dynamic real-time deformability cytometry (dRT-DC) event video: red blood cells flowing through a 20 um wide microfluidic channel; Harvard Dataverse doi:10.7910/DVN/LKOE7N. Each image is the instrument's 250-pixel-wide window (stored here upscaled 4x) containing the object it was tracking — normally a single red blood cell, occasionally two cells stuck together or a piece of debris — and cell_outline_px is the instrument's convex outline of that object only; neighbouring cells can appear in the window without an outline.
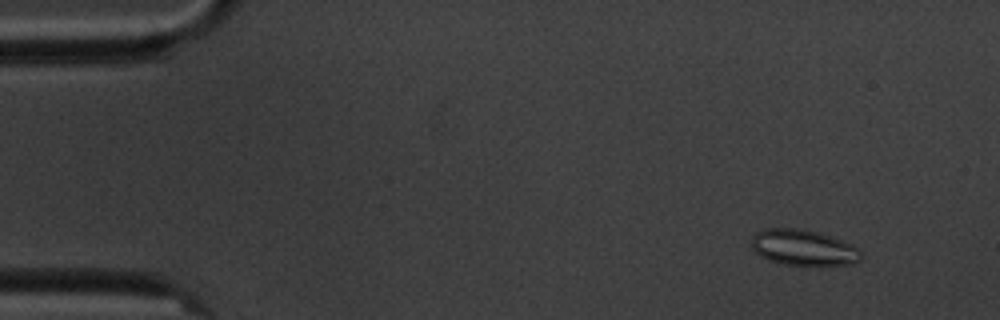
{"species": "common noctule bat (a hibernating species)", "species_latin": "Nyctalus noctula", "temperature_condition": "cold", "stored_images_in_passage": 5, "camera_frame_rate_fps": 3000, "um_per_image_px": 0.085, "animal": {"sex": "male", "body_mass_g": 20.1, "forearm_length_mm": 53.5}, "frame": {"image": 1, "passage_image": 2, "time_ms": 1.333, "image_size_px": [1000, 320], "cell_outline_px": [[860, 260], [852, 264], [816, 268], [780, 264], [768, 260], [760, 256], [752, 248], [752, 236], [756, 232], [768, 228], [800, 228], [832, 236], [860, 248]], "centroid_in_image_um": [68.31, 21.09], "position_along_channel_um": 16.7, "area_um2": 23.7}}
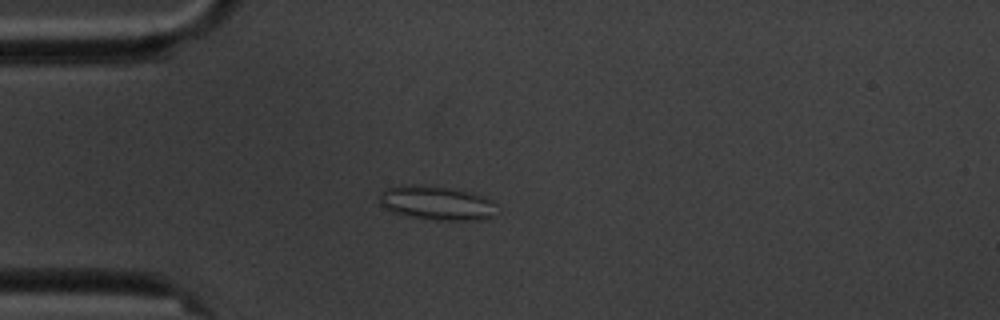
{"frame": {"image": 2, "passage_image": 5, "time_ms": 4.667, "image_size_px": [1000, 320], "cell_outline_px": [[496, 204], [492, 216], [480, 220], [436, 220], [412, 216], [392, 212], [384, 208], [380, 204], [380, 192], [388, 188], [400, 184], [444, 188], [468, 192], [484, 196], [492, 200]], "centroid_in_image_um": [37.09, 17.27], "position_along_channel_um": 47.9, "area_um2": 22.83}}